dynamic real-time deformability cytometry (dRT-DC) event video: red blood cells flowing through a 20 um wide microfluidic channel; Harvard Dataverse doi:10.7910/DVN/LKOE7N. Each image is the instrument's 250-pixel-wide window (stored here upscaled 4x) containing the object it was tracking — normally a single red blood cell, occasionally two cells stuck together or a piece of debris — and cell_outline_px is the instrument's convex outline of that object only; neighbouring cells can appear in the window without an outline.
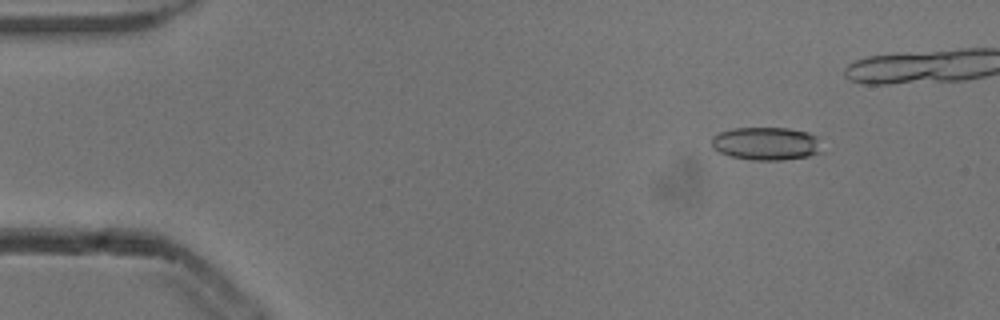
{"species": "common noctule bat (a hibernating species)", "species_latin": "Nyctalus noctula", "temperature_condition": "cold", "stored_images_in_passage": 4, "camera_frame_rate_fps": 3000, "um_per_image_px": 0.085, "animal": {"sex": "male", "body_mass_g": 13.3}, "frame": {"image": 1, "passage_image": 2, "time_ms": 0.333, "image_size_px": [1000, 320], "cell_outline_px": [[828, 152], [808, 156], [784, 160], [752, 160], [728, 156], [712, 148], [712, 136], [720, 132], [732, 128], [788, 128], [808, 132], [816, 136]], "centroid_in_image_um": [65.2, 12.22], "position_along_channel_um": 19.8, "area_um2": 21.79}}